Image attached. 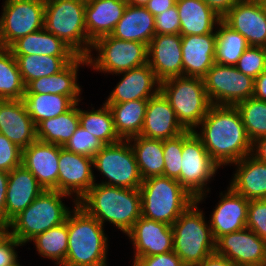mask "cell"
<instances>
[{"label":"cell","mask_w":266,"mask_h":266,"mask_svg":"<svg viewBox=\"0 0 266 266\" xmlns=\"http://www.w3.org/2000/svg\"><path fill=\"white\" fill-rule=\"evenodd\" d=\"M125 41H137L148 46L155 36V17L141 6L127 4L122 18L110 34Z\"/></svg>","instance_id":"obj_29"},{"label":"cell","mask_w":266,"mask_h":266,"mask_svg":"<svg viewBox=\"0 0 266 266\" xmlns=\"http://www.w3.org/2000/svg\"><path fill=\"white\" fill-rule=\"evenodd\" d=\"M222 19L239 0H203Z\"/></svg>","instance_id":"obj_50"},{"label":"cell","mask_w":266,"mask_h":266,"mask_svg":"<svg viewBox=\"0 0 266 266\" xmlns=\"http://www.w3.org/2000/svg\"><path fill=\"white\" fill-rule=\"evenodd\" d=\"M192 203L172 224L173 251L185 266H195L215 253V240L204 213Z\"/></svg>","instance_id":"obj_6"},{"label":"cell","mask_w":266,"mask_h":266,"mask_svg":"<svg viewBox=\"0 0 266 266\" xmlns=\"http://www.w3.org/2000/svg\"><path fill=\"white\" fill-rule=\"evenodd\" d=\"M0 133L21 149L37 140L36 125L21 100H0Z\"/></svg>","instance_id":"obj_24"},{"label":"cell","mask_w":266,"mask_h":266,"mask_svg":"<svg viewBox=\"0 0 266 266\" xmlns=\"http://www.w3.org/2000/svg\"><path fill=\"white\" fill-rule=\"evenodd\" d=\"M25 86L32 80L63 70L77 56L13 55Z\"/></svg>","instance_id":"obj_36"},{"label":"cell","mask_w":266,"mask_h":266,"mask_svg":"<svg viewBox=\"0 0 266 266\" xmlns=\"http://www.w3.org/2000/svg\"><path fill=\"white\" fill-rule=\"evenodd\" d=\"M181 166L180 184L200 203L211 191L207 184L220 167L211 158L201 139L191 130L183 133Z\"/></svg>","instance_id":"obj_10"},{"label":"cell","mask_w":266,"mask_h":266,"mask_svg":"<svg viewBox=\"0 0 266 266\" xmlns=\"http://www.w3.org/2000/svg\"><path fill=\"white\" fill-rule=\"evenodd\" d=\"M203 81L212 105L235 106L254 94V79L235 66L215 63L203 77Z\"/></svg>","instance_id":"obj_13"},{"label":"cell","mask_w":266,"mask_h":266,"mask_svg":"<svg viewBox=\"0 0 266 266\" xmlns=\"http://www.w3.org/2000/svg\"><path fill=\"white\" fill-rule=\"evenodd\" d=\"M69 196L57 190H44L9 222V234L24 246L37 235L64 223L71 210L62 199Z\"/></svg>","instance_id":"obj_5"},{"label":"cell","mask_w":266,"mask_h":266,"mask_svg":"<svg viewBox=\"0 0 266 266\" xmlns=\"http://www.w3.org/2000/svg\"><path fill=\"white\" fill-rule=\"evenodd\" d=\"M147 48V63L160 82L168 78L183 76L180 34L155 35Z\"/></svg>","instance_id":"obj_17"},{"label":"cell","mask_w":266,"mask_h":266,"mask_svg":"<svg viewBox=\"0 0 266 266\" xmlns=\"http://www.w3.org/2000/svg\"><path fill=\"white\" fill-rule=\"evenodd\" d=\"M160 92L171 104L178 121L186 130H196L212 105L203 78H168L160 82Z\"/></svg>","instance_id":"obj_8"},{"label":"cell","mask_w":266,"mask_h":266,"mask_svg":"<svg viewBox=\"0 0 266 266\" xmlns=\"http://www.w3.org/2000/svg\"><path fill=\"white\" fill-rule=\"evenodd\" d=\"M9 49L13 55L78 56L60 38L45 28L18 39Z\"/></svg>","instance_id":"obj_31"},{"label":"cell","mask_w":266,"mask_h":266,"mask_svg":"<svg viewBox=\"0 0 266 266\" xmlns=\"http://www.w3.org/2000/svg\"><path fill=\"white\" fill-rule=\"evenodd\" d=\"M81 65L88 66L87 57L77 56L60 72L30 81L25 86V94H61L79 103L82 88L77 83V76Z\"/></svg>","instance_id":"obj_25"},{"label":"cell","mask_w":266,"mask_h":266,"mask_svg":"<svg viewBox=\"0 0 266 266\" xmlns=\"http://www.w3.org/2000/svg\"><path fill=\"white\" fill-rule=\"evenodd\" d=\"M258 3L260 4L262 10L264 11V13L266 14V0H257Z\"/></svg>","instance_id":"obj_58"},{"label":"cell","mask_w":266,"mask_h":266,"mask_svg":"<svg viewBox=\"0 0 266 266\" xmlns=\"http://www.w3.org/2000/svg\"><path fill=\"white\" fill-rule=\"evenodd\" d=\"M236 166L230 187L248 200L266 199V163L247 155Z\"/></svg>","instance_id":"obj_28"},{"label":"cell","mask_w":266,"mask_h":266,"mask_svg":"<svg viewBox=\"0 0 266 266\" xmlns=\"http://www.w3.org/2000/svg\"><path fill=\"white\" fill-rule=\"evenodd\" d=\"M8 175V172L0 170V223L3 224H6V193Z\"/></svg>","instance_id":"obj_51"},{"label":"cell","mask_w":266,"mask_h":266,"mask_svg":"<svg viewBox=\"0 0 266 266\" xmlns=\"http://www.w3.org/2000/svg\"><path fill=\"white\" fill-rule=\"evenodd\" d=\"M139 190L141 216L170 226L196 201L176 179L163 175L143 180Z\"/></svg>","instance_id":"obj_4"},{"label":"cell","mask_w":266,"mask_h":266,"mask_svg":"<svg viewBox=\"0 0 266 266\" xmlns=\"http://www.w3.org/2000/svg\"><path fill=\"white\" fill-rule=\"evenodd\" d=\"M9 234V226L0 223V242Z\"/></svg>","instance_id":"obj_56"},{"label":"cell","mask_w":266,"mask_h":266,"mask_svg":"<svg viewBox=\"0 0 266 266\" xmlns=\"http://www.w3.org/2000/svg\"><path fill=\"white\" fill-rule=\"evenodd\" d=\"M91 49L87 56L88 66L99 72L118 75L147 64V45L137 41H125L105 35L97 38ZM93 50L97 52L95 57Z\"/></svg>","instance_id":"obj_9"},{"label":"cell","mask_w":266,"mask_h":266,"mask_svg":"<svg viewBox=\"0 0 266 266\" xmlns=\"http://www.w3.org/2000/svg\"><path fill=\"white\" fill-rule=\"evenodd\" d=\"M24 94L16 58L9 48L0 47V100H21Z\"/></svg>","instance_id":"obj_39"},{"label":"cell","mask_w":266,"mask_h":266,"mask_svg":"<svg viewBox=\"0 0 266 266\" xmlns=\"http://www.w3.org/2000/svg\"><path fill=\"white\" fill-rule=\"evenodd\" d=\"M180 18L177 6L155 16V35L180 34Z\"/></svg>","instance_id":"obj_47"},{"label":"cell","mask_w":266,"mask_h":266,"mask_svg":"<svg viewBox=\"0 0 266 266\" xmlns=\"http://www.w3.org/2000/svg\"><path fill=\"white\" fill-rule=\"evenodd\" d=\"M253 97L266 101V69L254 80Z\"/></svg>","instance_id":"obj_54"},{"label":"cell","mask_w":266,"mask_h":266,"mask_svg":"<svg viewBox=\"0 0 266 266\" xmlns=\"http://www.w3.org/2000/svg\"><path fill=\"white\" fill-rule=\"evenodd\" d=\"M93 167L106 179L100 184L139 189L143 181L129 140L104 145L93 157Z\"/></svg>","instance_id":"obj_11"},{"label":"cell","mask_w":266,"mask_h":266,"mask_svg":"<svg viewBox=\"0 0 266 266\" xmlns=\"http://www.w3.org/2000/svg\"><path fill=\"white\" fill-rule=\"evenodd\" d=\"M132 266H185L181 258L170 251L164 254H158L147 257H140L133 260Z\"/></svg>","instance_id":"obj_48"},{"label":"cell","mask_w":266,"mask_h":266,"mask_svg":"<svg viewBox=\"0 0 266 266\" xmlns=\"http://www.w3.org/2000/svg\"><path fill=\"white\" fill-rule=\"evenodd\" d=\"M11 266H22V265H20L19 264V261H16L13 265H11Z\"/></svg>","instance_id":"obj_59"},{"label":"cell","mask_w":266,"mask_h":266,"mask_svg":"<svg viewBox=\"0 0 266 266\" xmlns=\"http://www.w3.org/2000/svg\"><path fill=\"white\" fill-rule=\"evenodd\" d=\"M235 106L251 142L266 135V101L250 97Z\"/></svg>","instance_id":"obj_41"},{"label":"cell","mask_w":266,"mask_h":266,"mask_svg":"<svg viewBox=\"0 0 266 266\" xmlns=\"http://www.w3.org/2000/svg\"><path fill=\"white\" fill-rule=\"evenodd\" d=\"M0 16V47L44 28L45 0H5Z\"/></svg>","instance_id":"obj_12"},{"label":"cell","mask_w":266,"mask_h":266,"mask_svg":"<svg viewBox=\"0 0 266 266\" xmlns=\"http://www.w3.org/2000/svg\"><path fill=\"white\" fill-rule=\"evenodd\" d=\"M126 0H86L85 26L88 38L110 35L122 18L127 6Z\"/></svg>","instance_id":"obj_27"},{"label":"cell","mask_w":266,"mask_h":266,"mask_svg":"<svg viewBox=\"0 0 266 266\" xmlns=\"http://www.w3.org/2000/svg\"><path fill=\"white\" fill-rule=\"evenodd\" d=\"M246 228L266 240V199L249 201Z\"/></svg>","instance_id":"obj_45"},{"label":"cell","mask_w":266,"mask_h":266,"mask_svg":"<svg viewBox=\"0 0 266 266\" xmlns=\"http://www.w3.org/2000/svg\"><path fill=\"white\" fill-rule=\"evenodd\" d=\"M176 6L181 36L216 33L221 19L203 0H176Z\"/></svg>","instance_id":"obj_30"},{"label":"cell","mask_w":266,"mask_h":266,"mask_svg":"<svg viewBox=\"0 0 266 266\" xmlns=\"http://www.w3.org/2000/svg\"><path fill=\"white\" fill-rule=\"evenodd\" d=\"M34 246L39 256L55 261V265L65 262L68 248V227L64 223L33 238Z\"/></svg>","instance_id":"obj_40"},{"label":"cell","mask_w":266,"mask_h":266,"mask_svg":"<svg viewBox=\"0 0 266 266\" xmlns=\"http://www.w3.org/2000/svg\"><path fill=\"white\" fill-rule=\"evenodd\" d=\"M43 191L35 176L23 165L10 171L6 193V225Z\"/></svg>","instance_id":"obj_26"},{"label":"cell","mask_w":266,"mask_h":266,"mask_svg":"<svg viewBox=\"0 0 266 266\" xmlns=\"http://www.w3.org/2000/svg\"><path fill=\"white\" fill-rule=\"evenodd\" d=\"M222 20L250 46L266 48V14L257 0H239Z\"/></svg>","instance_id":"obj_18"},{"label":"cell","mask_w":266,"mask_h":266,"mask_svg":"<svg viewBox=\"0 0 266 266\" xmlns=\"http://www.w3.org/2000/svg\"><path fill=\"white\" fill-rule=\"evenodd\" d=\"M187 131L178 121L171 104L159 91L148 99L144 124L140 136L167 140Z\"/></svg>","instance_id":"obj_22"},{"label":"cell","mask_w":266,"mask_h":266,"mask_svg":"<svg viewBox=\"0 0 266 266\" xmlns=\"http://www.w3.org/2000/svg\"><path fill=\"white\" fill-rule=\"evenodd\" d=\"M183 133L177 137L163 140L164 173L163 176L176 179L180 183L182 163Z\"/></svg>","instance_id":"obj_42"},{"label":"cell","mask_w":266,"mask_h":266,"mask_svg":"<svg viewBox=\"0 0 266 266\" xmlns=\"http://www.w3.org/2000/svg\"><path fill=\"white\" fill-rule=\"evenodd\" d=\"M22 245L15 237L8 234L0 242V266H11L18 261V254L15 249Z\"/></svg>","instance_id":"obj_49"},{"label":"cell","mask_w":266,"mask_h":266,"mask_svg":"<svg viewBox=\"0 0 266 266\" xmlns=\"http://www.w3.org/2000/svg\"><path fill=\"white\" fill-rule=\"evenodd\" d=\"M176 5V0H149L145 8L155 17Z\"/></svg>","instance_id":"obj_52"},{"label":"cell","mask_w":266,"mask_h":266,"mask_svg":"<svg viewBox=\"0 0 266 266\" xmlns=\"http://www.w3.org/2000/svg\"><path fill=\"white\" fill-rule=\"evenodd\" d=\"M21 101L36 126L41 121L67 112L76 104L70 97L61 94H24Z\"/></svg>","instance_id":"obj_35"},{"label":"cell","mask_w":266,"mask_h":266,"mask_svg":"<svg viewBox=\"0 0 266 266\" xmlns=\"http://www.w3.org/2000/svg\"><path fill=\"white\" fill-rule=\"evenodd\" d=\"M79 123L83 129L90 132L104 145L122 140L115 130L112 111L105 103L97 110L94 107L89 111L79 108Z\"/></svg>","instance_id":"obj_37"},{"label":"cell","mask_w":266,"mask_h":266,"mask_svg":"<svg viewBox=\"0 0 266 266\" xmlns=\"http://www.w3.org/2000/svg\"><path fill=\"white\" fill-rule=\"evenodd\" d=\"M215 209H213L211 219L208 221L214 240L219 237L237 232L246 228L248 199L236 193L230 186L227 192L219 195Z\"/></svg>","instance_id":"obj_20"},{"label":"cell","mask_w":266,"mask_h":266,"mask_svg":"<svg viewBox=\"0 0 266 266\" xmlns=\"http://www.w3.org/2000/svg\"><path fill=\"white\" fill-rule=\"evenodd\" d=\"M60 146L36 140L22 149V165L37 179L44 190L58 191Z\"/></svg>","instance_id":"obj_19"},{"label":"cell","mask_w":266,"mask_h":266,"mask_svg":"<svg viewBox=\"0 0 266 266\" xmlns=\"http://www.w3.org/2000/svg\"><path fill=\"white\" fill-rule=\"evenodd\" d=\"M197 128L201 131L194 130V133L220 168L252 152V142L236 106L211 105Z\"/></svg>","instance_id":"obj_1"},{"label":"cell","mask_w":266,"mask_h":266,"mask_svg":"<svg viewBox=\"0 0 266 266\" xmlns=\"http://www.w3.org/2000/svg\"><path fill=\"white\" fill-rule=\"evenodd\" d=\"M93 168V158L76 154L60 146L58 191L68 194L78 201L96 183Z\"/></svg>","instance_id":"obj_15"},{"label":"cell","mask_w":266,"mask_h":266,"mask_svg":"<svg viewBox=\"0 0 266 266\" xmlns=\"http://www.w3.org/2000/svg\"><path fill=\"white\" fill-rule=\"evenodd\" d=\"M128 140L134 152L142 180L163 175L165 163L163 140L140 135Z\"/></svg>","instance_id":"obj_32"},{"label":"cell","mask_w":266,"mask_h":266,"mask_svg":"<svg viewBox=\"0 0 266 266\" xmlns=\"http://www.w3.org/2000/svg\"><path fill=\"white\" fill-rule=\"evenodd\" d=\"M85 7L86 0H45L44 28L87 57L93 42L87 36Z\"/></svg>","instance_id":"obj_7"},{"label":"cell","mask_w":266,"mask_h":266,"mask_svg":"<svg viewBox=\"0 0 266 266\" xmlns=\"http://www.w3.org/2000/svg\"><path fill=\"white\" fill-rule=\"evenodd\" d=\"M128 4L133 6L145 7L149 0H126Z\"/></svg>","instance_id":"obj_57"},{"label":"cell","mask_w":266,"mask_h":266,"mask_svg":"<svg viewBox=\"0 0 266 266\" xmlns=\"http://www.w3.org/2000/svg\"><path fill=\"white\" fill-rule=\"evenodd\" d=\"M68 248L65 262L68 266H108V237L104 226L74 203L66 218Z\"/></svg>","instance_id":"obj_3"},{"label":"cell","mask_w":266,"mask_h":266,"mask_svg":"<svg viewBox=\"0 0 266 266\" xmlns=\"http://www.w3.org/2000/svg\"><path fill=\"white\" fill-rule=\"evenodd\" d=\"M118 74L122 77L104 102L105 104L148 100L160 91V81L148 63Z\"/></svg>","instance_id":"obj_21"},{"label":"cell","mask_w":266,"mask_h":266,"mask_svg":"<svg viewBox=\"0 0 266 266\" xmlns=\"http://www.w3.org/2000/svg\"><path fill=\"white\" fill-rule=\"evenodd\" d=\"M57 266H68V265H65V264H58Z\"/></svg>","instance_id":"obj_60"},{"label":"cell","mask_w":266,"mask_h":266,"mask_svg":"<svg viewBox=\"0 0 266 266\" xmlns=\"http://www.w3.org/2000/svg\"><path fill=\"white\" fill-rule=\"evenodd\" d=\"M103 146L101 141L79 126L63 147L73 153L93 158Z\"/></svg>","instance_id":"obj_44"},{"label":"cell","mask_w":266,"mask_h":266,"mask_svg":"<svg viewBox=\"0 0 266 266\" xmlns=\"http://www.w3.org/2000/svg\"><path fill=\"white\" fill-rule=\"evenodd\" d=\"M77 204L103 226L109 221L124 234L141 217L139 189L95 183Z\"/></svg>","instance_id":"obj_2"},{"label":"cell","mask_w":266,"mask_h":266,"mask_svg":"<svg viewBox=\"0 0 266 266\" xmlns=\"http://www.w3.org/2000/svg\"><path fill=\"white\" fill-rule=\"evenodd\" d=\"M215 253L236 266H265L266 240L245 228L219 237L215 241Z\"/></svg>","instance_id":"obj_14"},{"label":"cell","mask_w":266,"mask_h":266,"mask_svg":"<svg viewBox=\"0 0 266 266\" xmlns=\"http://www.w3.org/2000/svg\"><path fill=\"white\" fill-rule=\"evenodd\" d=\"M148 100L106 104L112 111L114 126L122 140L139 136L144 124Z\"/></svg>","instance_id":"obj_34"},{"label":"cell","mask_w":266,"mask_h":266,"mask_svg":"<svg viewBox=\"0 0 266 266\" xmlns=\"http://www.w3.org/2000/svg\"><path fill=\"white\" fill-rule=\"evenodd\" d=\"M217 33L181 36L183 76L203 78L215 64Z\"/></svg>","instance_id":"obj_23"},{"label":"cell","mask_w":266,"mask_h":266,"mask_svg":"<svg viewBox=\"0 0 266 266\" xmlns=\"http://www.w3.org/2000/svg\"><path fill=\"white\" fill-rule=\"evenodd\" d=\"M195 266H236L233 262L224 256H220L216 253L211 254L202 260L199 264Z\"/></svg>","instance_id":"obj_53"},{"label":"cell","mask_w":266,"mask_h":266,"mask_svg":"<svg viewBox=\"0 0 266 266\" xmlns=\"http://www.w3.org/2000/svg\"><path fill=\"white\" fill-rule=\"evenodd\" d=\"M235 67L255 80L266 69V48L249 46Z\"/></svg>","instance_id":"obj_43"},{"label":"cell","mask_w":266,"mask_h":266,"mask_svg":"<svg viewBox=\"0 0 266 266\" xmlns=\"http://www.w3.org/2000/svg\"><path fill=\"white\" fill-rule=\"evenodd\" d=\"M216 33L215 63L235 66L250 45L240 33L229 27L222 19L216 26Z\"/></svg>","instance_id":"obj_38"},{"label":"cell","mask_w":266,"mask_h":266,"mask_svg":"<svg viewBox=\"0 0 266 266\" xmlns=\"http://www.w3.org/2000/svg\"><path fill=\"white\" fill-rule=\"evenodd\" d=\"M22 165V149L0 133V170L10 172Z\"/></svg>","instance_id":"obj_46"},{"label":"cell","mask_w":266,"mask_h":266,"mask_svg":"<svg viewBox=\"0 0 266 266\" xmlns=\"http://www.w3.org/2000/svg\"><path fill=\"white\" fill-rule=\"evenodd\" d=\"M251 155L257 160L266 163V135L252 142Z\"/></svg>","instance_id":"obj_55"},{"label":"cell","mask_w":266,"mask_h":266,"mask_svg":"<svg viewBox=\"0 0 266 266\" xmlns=\"http://www.w3.org/2000/svg\"><path fill=\"white\" fill-rule=\"evenodd\" d=\"M133 243L134 259L173 251L172 226L140 217L126 233Z\"/></svg>","instance_id":"obj_16"},{"label":"cell","mask_w":266,"mask_h":266,"mask_svg":"<svg viewBox=\"0 0 266 266\" xmlns=\"http://www.w3.org/2000/svg\"><path fill=\"white\" fill-rule=\"evenodd\" d=\"M79 104L56 117L41 121L36 126L37 140L64 146L80 126Z\"/></svg>","instance_id":"obj_33"}]
</instances>
